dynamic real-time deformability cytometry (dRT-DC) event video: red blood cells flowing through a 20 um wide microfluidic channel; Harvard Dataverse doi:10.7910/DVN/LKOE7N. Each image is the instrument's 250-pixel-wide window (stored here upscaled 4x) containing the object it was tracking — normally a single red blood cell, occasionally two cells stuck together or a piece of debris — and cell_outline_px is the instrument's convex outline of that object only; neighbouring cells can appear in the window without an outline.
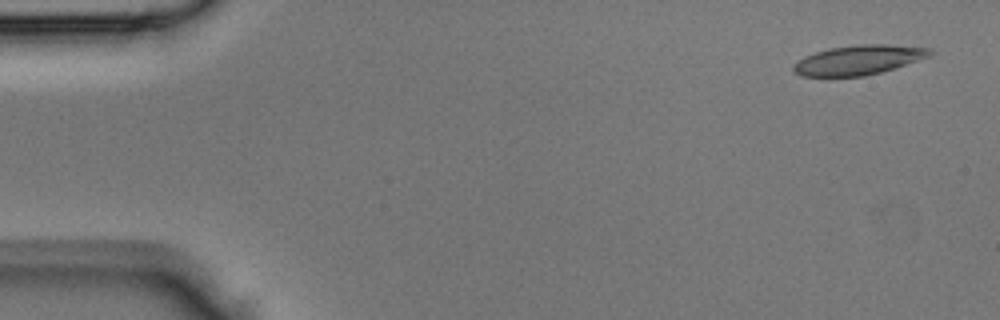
{"species": "Egyptian fruit bat (a non-hibernating species)", "species_latin": "Rousettus aegyptiacus", "temperature_condition": "room temperature", "stored_images_in_passage": 42, "camera_frame_rate_fps": 3000, "um_per_image_px": 0.085, "animal": {"sex": "male"}, "frame": {"image": 1, "passage_image": 2, "time_ms": 0.333, "image_size_px": [1000, 320], "cell_outline_px": [[936, 52], [932, 56], [880, 72], [864, 76], [800, 76], [792, 72], [792, 64], [804, 56], [828, 48], [856, 44], [888, 44], [928, 48]], "centroid_in_image_um": [72.96, 5.09], "position_along_channel_um": 12.0, "area_um2": 23.7}}
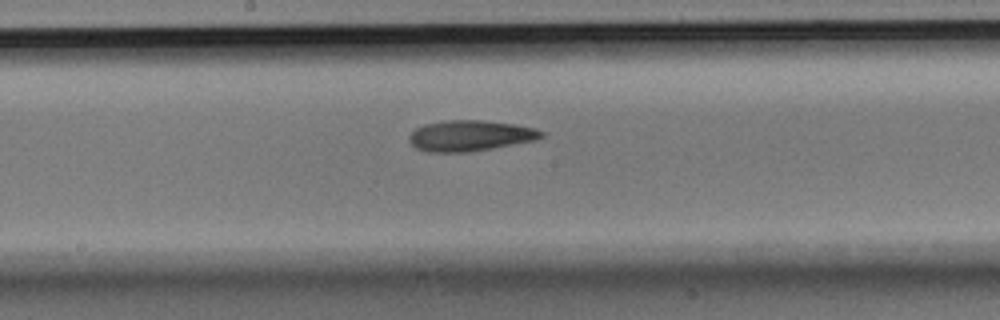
{"frame": {"image": 2, "passage_image": 22, "time_ms": 7.0, "image_size_px": [1000, 320], "cell_outline_px": [[544, 136], [536, 140], [472, 152], [424, 152], [416, 148], [408, 140], [408, 136], [416, 128], [424, 124], [444, 120], [480, 120], [516, 124], [536, 128], [544, 132]], "centroid_in_image_um": [39.96, 11.54], "position_along_channel_um": 208.2, "area_um2": 23.99}}
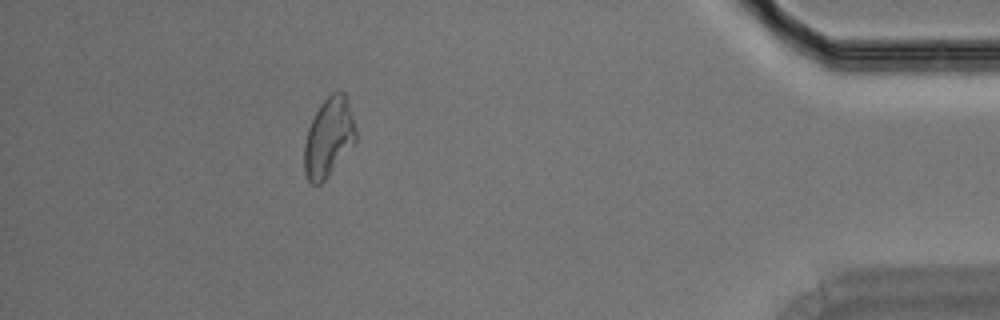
{"frame": {"image": 3, "passage_image": 38, "time_ms": 12.333, "image_size_px": [1000, 320], "cell_outline_px": [[356, 140], [324, 180], [320, 184], [312, 184], [308, 180], [304, 172], [304, 144], [308, 128], [320, 104], [336, 88], [340, 88], [348, 96], [356, 132]], "centroid_in_image_um": [27.93, 11.61], "position_along_channel_um": 407.3, "area_um2": 23.7}}